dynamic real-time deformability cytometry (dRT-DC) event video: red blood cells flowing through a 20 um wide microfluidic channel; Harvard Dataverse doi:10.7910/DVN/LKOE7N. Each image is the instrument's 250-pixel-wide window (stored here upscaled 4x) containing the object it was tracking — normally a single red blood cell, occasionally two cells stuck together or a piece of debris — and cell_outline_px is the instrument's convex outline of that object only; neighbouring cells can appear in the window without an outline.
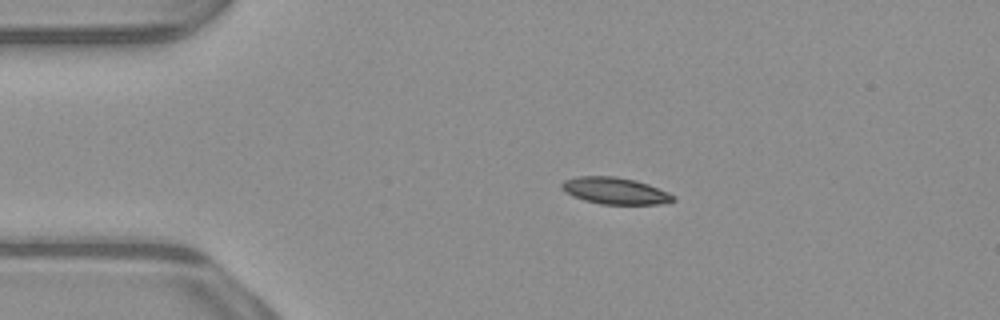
{"species": "common noctule bat (a hibernating species)", "species_latin": "Nyctalus noctula", "temperature_condition": "warm", "stored_images_in_passage": 43, "camera_frame_rate_fps": 3000, "um_per_image_px": 0.085, "animal": {"sex": "male", "body_mass_g": 23.1, "forearm_length_mm": 52.7}, "frame": {"image": 1, "passage_image": 1, "time_ms": 0.0, "image_size_px": [1000, 320], "cell_outline_px": [[676, 200], [660, 204], [600, 204], [584, 200], [572, 196], [560, 188], [560, 184], [564, 180], [576, 176], [616, 176], [636, 180], [648, 184], [668, 192], [676, 196]], "centroid_in_image_um": [52.26, 16.21], "position_along_channel_um": 32.7, "area_um2": 17.51}}
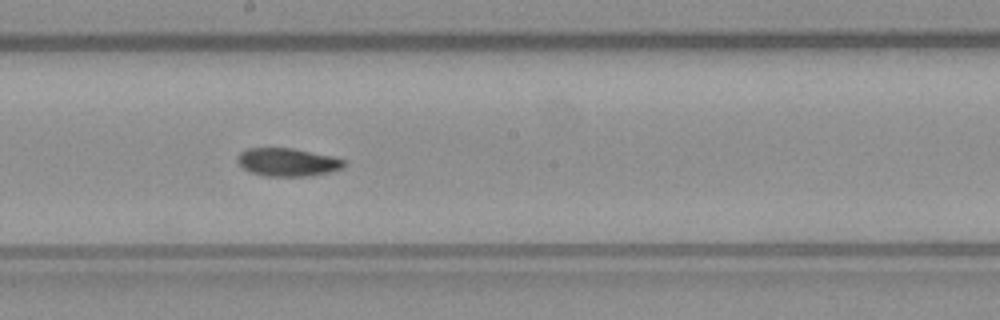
{"frame": {"image": 2, "passage_image": 19, "time_ms": 6.0, "image_size_px": [1000, 320], "cell_outline_px": [[344, 168], [312, 176], [264, 176], [252, 172], [244, 168], [236, 160], [240, 152], [248, 148], [292, 148], [332, 156], [344, 160]], "centroid_in_image_um": [24.44, 13.78], "position_along_channel_um": 223.8, "area_um2": 17.34}}
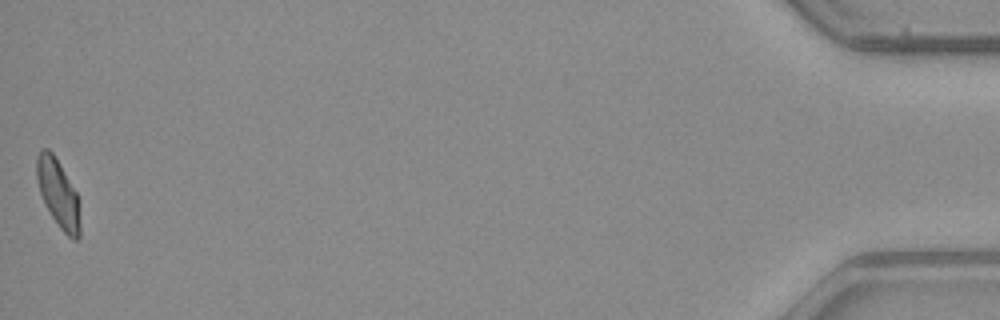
{"frame": {"image": 3, "passage_image": 43, "time_ms": 14.0, "image_size_px": [1000, 320], "cell_outline_px": [[80, 236], [76, 240], [72, 240], [60, 228], [44, 204], [40, 192], [36, 176], [36, 156], [40, 148], [48, 148], [52, 152], [76, 192], [80, 224]], "centroid_in_image_um": [4.92, 16.44], "position_along_channel_um": 430.3, "area_um2": 16.99}, "authors_computed_cell_mechanics": {"area_um2": 17.5712, "velocity_mm_per_s": 3.9064, "shape_relaxation_time_tau1_ms": 5.3747, "shape_relaxation_time_tau2_ms": 3.859, "deformation_change_tau1": 0.1525, "deformation_change_tau2": 0.0745}}